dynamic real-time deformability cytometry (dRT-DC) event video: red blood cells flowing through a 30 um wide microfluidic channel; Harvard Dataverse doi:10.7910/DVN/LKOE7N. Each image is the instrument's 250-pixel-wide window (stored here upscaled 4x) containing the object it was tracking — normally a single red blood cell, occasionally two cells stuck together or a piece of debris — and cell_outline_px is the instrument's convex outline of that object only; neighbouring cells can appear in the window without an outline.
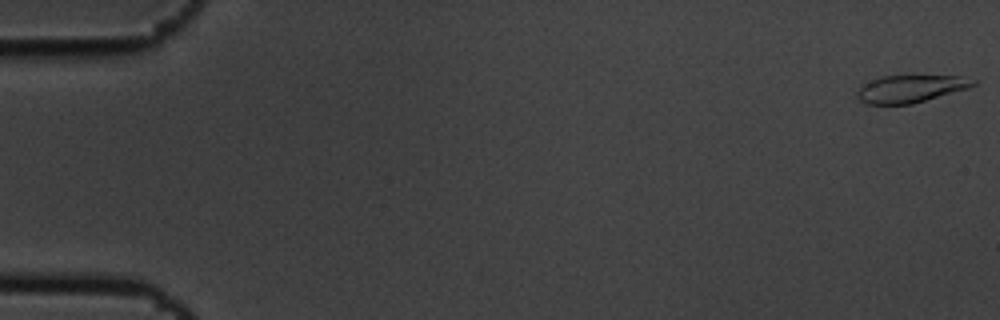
{"species": "common noctule bat (a hibernating species)", "species_latin": "Nyctalus noctula", "temperature_condition": "cold", "stored_images_in_passage": 9, "camera_frame_rate_fps": 3000, "um_per_image_px": 0.085, "animal": {"sex": "male", "body_mass_g": 19.5, "forearm_length_mm": 54.6}, "frame": {"image": 1, "passage_image": 1, "time_ms": 0.0, "image_size_px": [1000, 320], "cell_outline_px": [[976, 84], [968, 88], [912, 104], [868, 104], [860, 100], [856, 96], [856, 92], [860, 84], [880, 76], [960, 76], [976, 80]], "centroid_in_image_um": [77.34, 7.54], "position_along_channel_um": 7.7, "area_um2": 18.55}}
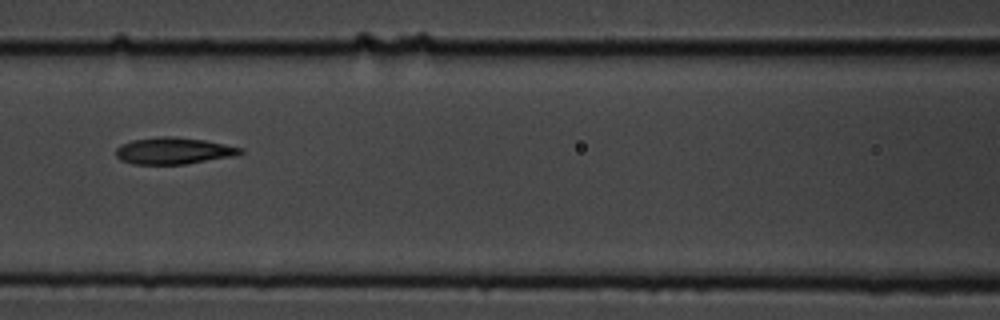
{"frame": {"image": 2, "passage_image": 8, "time_ms": 2.333, "image_size_px": [1000, 320], "cell_outline_px": [[244, 152], [232, 156], [184, 164], [132, 164], [120, 160], [116, 156], [116, 148], [120, 144], [132, 140], [156, 136], [172, 136], [204, 140], [244, 148]], "centroid_in_image_um": [14.71, 12.81], "position_along_channel_um": 151.9, "area_um2": 19.36}}
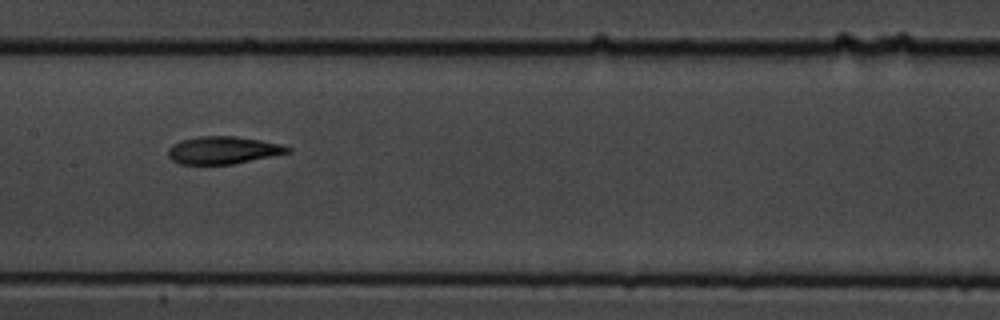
{"frame": {"image": 3, "passage_image": 9, "time_ms": 2.667, "image_size_px": [1000, 320], "cell_outline_px": [[292, 152], [232, 164], [180, 164], [172, 160], [168, 156], [168, 148], [172, 144], [180, 140], [200, 136], [236, 136], [260, 140], [280, 144], [292, 148]], "centroid_in_image_um": [18.95, 12.76], "position_along_channel_um": 188.5, "area_um2": 19.19}}